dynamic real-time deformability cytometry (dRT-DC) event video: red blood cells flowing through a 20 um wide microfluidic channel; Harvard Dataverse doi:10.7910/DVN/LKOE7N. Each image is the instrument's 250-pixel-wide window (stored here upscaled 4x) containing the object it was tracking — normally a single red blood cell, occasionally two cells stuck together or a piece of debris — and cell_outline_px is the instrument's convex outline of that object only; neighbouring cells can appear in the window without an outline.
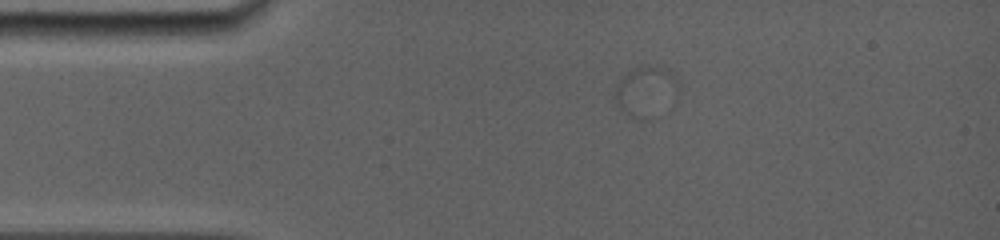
{"species": "common noctule bat (a hibernating species)", "species_latin": "Nyctalus noctula", "temperature_condition": "room temperature", "stored_images_in_passage": 1, "camera_frame_rate_fps": 5000, "um_per_image_px": 0.085, "animal": {"sex": "female", "body_mass_g": 19.0, "forearm_length_mm": 56.7}, "frame": {"image": 1, "passage_image": 1, "time_ms": 0.0, "image_size_px": [1000, 240], "cell_outline_px": [[680, 88], [640, 120], [636, 120], [628, 116], [620, 108], [616, 100], [616, 84], [628, 72], [644, 64], [656, 64], [664, 68], [676, 80]], "centroid_in_image_um": [54.79, 7.65], "position_along_channel_um": 30.2, "area_um2": 16.99}}